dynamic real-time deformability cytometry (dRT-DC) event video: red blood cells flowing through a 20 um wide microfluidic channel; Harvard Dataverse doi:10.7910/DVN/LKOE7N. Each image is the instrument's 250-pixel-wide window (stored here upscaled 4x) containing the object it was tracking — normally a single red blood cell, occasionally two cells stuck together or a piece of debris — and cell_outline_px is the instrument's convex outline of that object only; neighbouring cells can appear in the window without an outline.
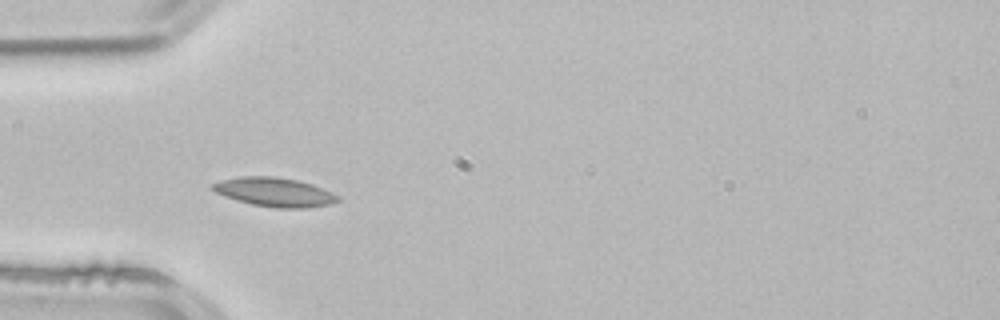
{"species": "common noctule bat (a hibernating species)", "species_latin": "Nyctalus noctula", "temperature_condition": "room temperature", "stored_images_in_passage": 9, "camera_frame_rate_fps": 3000, "um_per_image_px": 0.085, "animal": {"sex": "male", "body_mass_g": 21.5, "forearm_length_mm": 52.0}, "frame": {"image": 1, "passage_image": 3, "time_ms": 0.667, "image_size_px": [1000, 320], "cell_outline_px": [[340, 200], [332, 204], [308, 208], [276, 208], [252, 204], [224, 196], [216, 192], [212, 188], [212, 184], [220, 180], [240, 176], [272, 176], [296, 180], [312, 184], [340, 196]], "centroid_in_image_um": [23.36, 16.33], "position_along_channel_um": 61.6, "area_um2": 21.1}}